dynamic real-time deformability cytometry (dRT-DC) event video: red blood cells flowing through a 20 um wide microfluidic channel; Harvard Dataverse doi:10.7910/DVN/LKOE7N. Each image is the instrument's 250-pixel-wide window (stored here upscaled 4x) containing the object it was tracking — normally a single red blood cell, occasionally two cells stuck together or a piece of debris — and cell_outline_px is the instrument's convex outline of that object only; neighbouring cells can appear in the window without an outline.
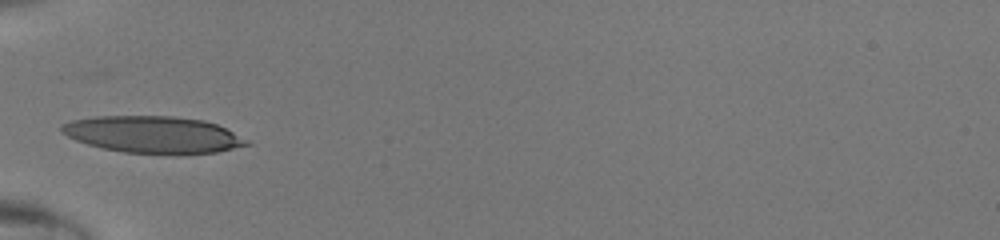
{"species": "human", "species_latin": "Homo sapiens", "temperature_condition": "room temperature", "stored_images_in_passage": 28, "camera_frame_rate_fps": 3000, "um_per_image_px": 0.085, "donor": {"sex": "male"}, "frame": {"image": 1, "passage_image": 1, "time_ms": 0.0, "image_size_px": [1000, 240], "cell_outline_px": [[252, 144], [216, 152], [124, 152], [104, 148], [88, 144], [76, 140], [60, 132], [60, 128], [64, 124], [72, 120], [96, 116], [172, 116], [204, 120], [216, 124], [232, 132]], "centroid_in_image_um": [12.96, 11.41], "position_along_channel_um": 72.0, "area_um2": 38.67}}
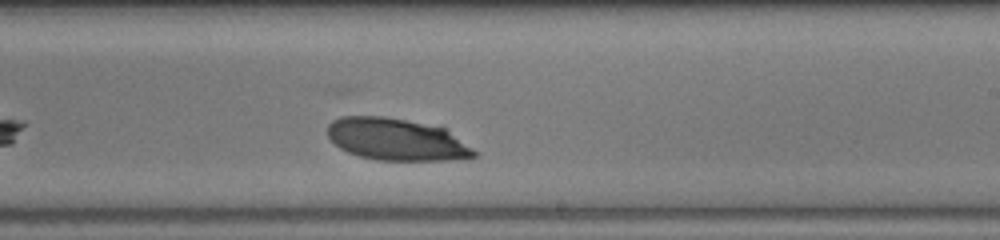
{"frame": {"image": 2, "passage_image": 14, "time_ms": 4.333, "image_size_px": [1000, 240], "cell_outline_px": [[476, 156], [464, 160], [376, 160], [360, 156], [348, 152], [340, 148], [328, 136], [328, 124], [332, 120], [340, 116], [384, 116], [444, 128], [472, 148], [476, 152]], "centroid_in_image_um": [33.68, 11.86], "position_along_channel_um": 255.3, "area_um2": 35.66}}
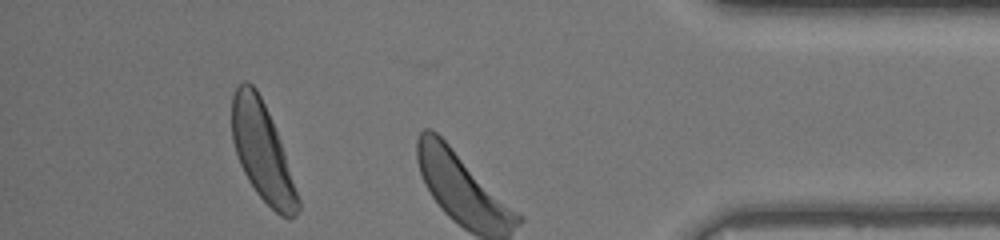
{"frame": {"image": 3, "passage_image": 25, "time_ms": 8.0, "image_size_px": [1000, 240], "cell_outline_px": [[300, 208], [296, 216], [288, 220], [280, 216], [256, 192], [248, 180], [240, 164], [232, 140], [232, 96], [236, 84], [244, 80], [248, 80], [256, 88], [268, 112], [284, 152], [300, 200]], "centroid_in_image_um": [22.28, 12.9], "position_along_channel_um": 412.9, "area_um2": 37.4}}